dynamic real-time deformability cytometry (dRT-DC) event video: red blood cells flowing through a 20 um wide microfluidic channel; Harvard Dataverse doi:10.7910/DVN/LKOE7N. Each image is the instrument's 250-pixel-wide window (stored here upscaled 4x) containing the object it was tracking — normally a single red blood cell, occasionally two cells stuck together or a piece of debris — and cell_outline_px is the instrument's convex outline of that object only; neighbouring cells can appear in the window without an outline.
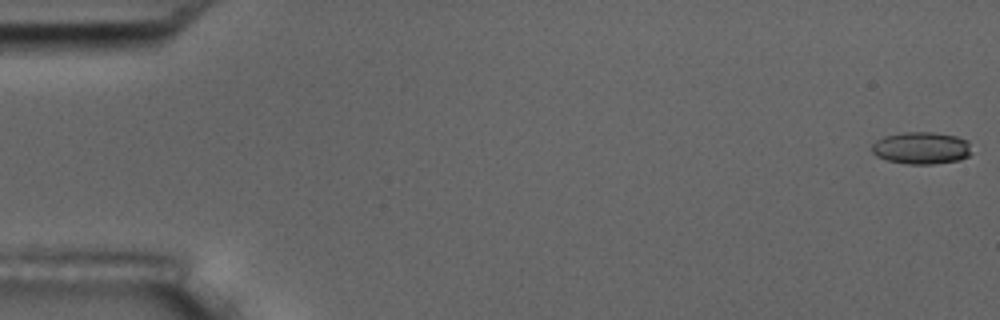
{"species": "common noctule bat (a hibernating species)", "species_latin": "Nyctalus noctula", "temperature_condition": "room temperature", "stored_images_in_passage": 18, "camera_frame_rate_fps": 3000, "um_per_image_px": 0.085, "animal": {"sex": "male", "body_mass_g": 17.5, "forearm_length_mm": 52.3}, "frame": {"image": 1, "passage_image": 1, "time_ms": 0.0, "image_size_px": [1000, 320], "cell_outline_px": [[968, 156], [960, 160], [932, 164], [908, 164], [888, 160], [876, 156], [872, 152], [872, 144], [876, 140], [884, 136], [904, 132], [932, 132], [956, 136], [968, 140]], "centroid_in_image_um": [78.28, 12.58], "position_along_channel_um": 6.7, "area_um2": 18.55}}
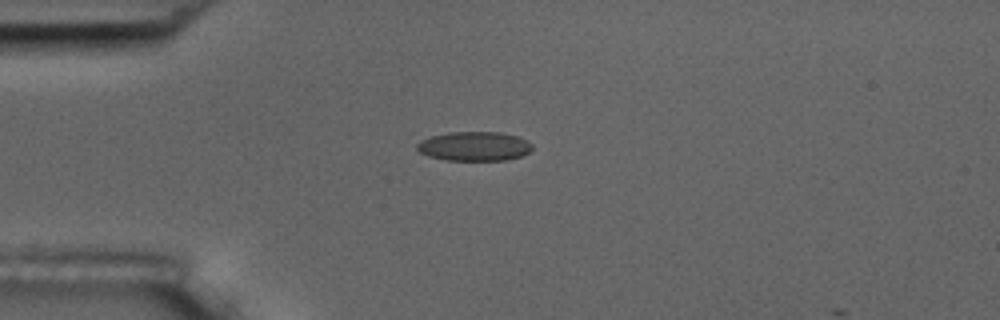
{"frame": {"image": 2, "passage_image": 15, "time_ms": 4.667, "image_size_px": [1000, 320], "cell_outline_px": [[532, 148], [528, 152], [520, 156], [504, 160], [444, 160], [428, 156], [420, 152], [416, 148], [416, 144], [420, 140], [432, 136], [448, 132], [500, 132], [516, 136], [528, 140], [532, 144]], "centroid_in_image_um": [40.29, 12.43], "position_along_channel_um": 44.7, "area_um2": 19.65}}